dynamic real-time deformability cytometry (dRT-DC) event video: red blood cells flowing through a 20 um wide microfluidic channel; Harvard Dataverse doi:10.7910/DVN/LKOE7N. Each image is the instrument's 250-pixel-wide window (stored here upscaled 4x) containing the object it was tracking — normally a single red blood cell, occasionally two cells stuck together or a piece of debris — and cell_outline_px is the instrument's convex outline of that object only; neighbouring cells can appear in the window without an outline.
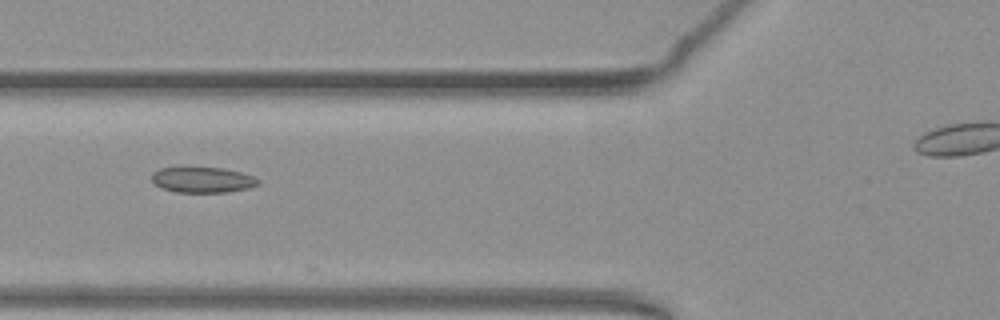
{"species": "common noctule bat (a hibernating species)", "species_latin": "Nyctalus noctula", "temperature_condition": "warm", "stored_images_in_passage": 5, "camera_frame_rate_fps": 3000, "um_per_image_px": 0.085, "animal": {"sex": "female", "body_mass_g": 19.3, "forearm_length_mm": 54.1}, "frame": {"image": 1, "passage_image": 4, "time_ms": 1.0, "image_size_px": [1000, 320], "cell_outline_px": [[260, 184], [248, 188], [228, 192], [176, 192], [164, 188], [156, 184], [152, 180], [152, 172], [160, 168], [224, 168], [240, 172], [252, 176], [260, 180]], "centroid_in_image_um": [17.25, 15.29], "position_along_channel_um": 108.6, "area_um2": 15.66}}